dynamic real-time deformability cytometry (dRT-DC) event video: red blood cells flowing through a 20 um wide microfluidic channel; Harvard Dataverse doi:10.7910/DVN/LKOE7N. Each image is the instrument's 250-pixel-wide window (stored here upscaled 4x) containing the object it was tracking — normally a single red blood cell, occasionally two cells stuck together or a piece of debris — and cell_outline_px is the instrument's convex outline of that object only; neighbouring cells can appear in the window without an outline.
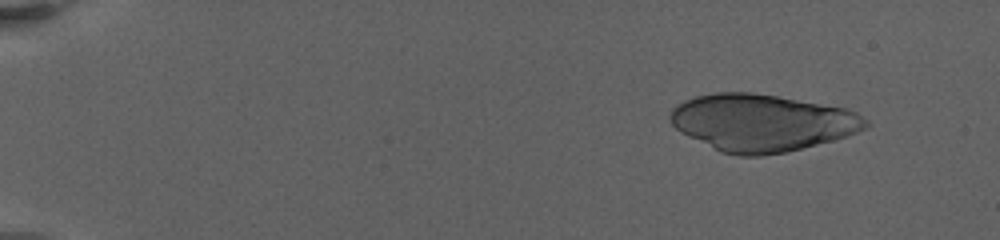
{"species": "human", "species_latin": "Homo sapiens", "temperature_condition": "warm", "stored_images_in_passage": 30, "camera_frame_rate_fps": 3000, "um_per_image_px": 0.085, "donor": {"sex": "female"}, "frame": {"image": 1, "passage_image": 3, "time_ms": 1.667, "image_size_px": [1000, 240], "cell_outline_px": [[872, 124], [856, 132], [832, 140], [784, 152], [760, 156], [740, 156], [720, 152], [680, 132], [672, 124], [668, 116], [672, 108], [676, 104], [684, 100], [696, 96], [716, 92], [752, 92], [848, 108], [856, 112], [868, 120]], "centroid_in_image_um": [64.73, 10.42], "position_along_channel_um": 20.3, "area_um2": 64.91}}
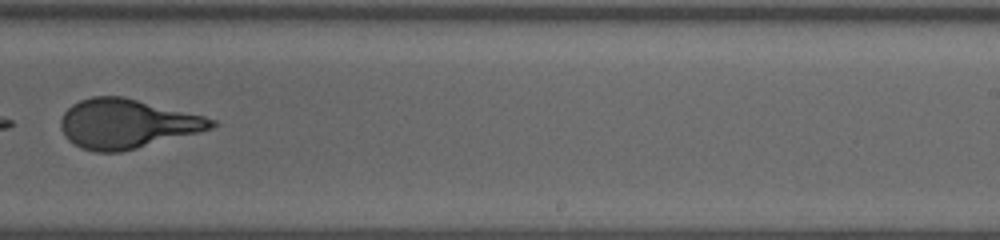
{"frame": {"image": 2, "passage_image": 21, "time_ms": 14.667, "image_size_px": [1000, 240], "cell_outline_px": [[220, 124], [212, 128], [200, 132], [120, 152], [96, 152], [80, 148], [68, 140], [64, 136], [60, 128], [60, 120], [64, 112], [72, 104], [80, 100], [92, 96], [124, 96], [204, 116], [216, 120]], "centroid_in_image_um": [10.76, 10.51], "position_along_channel_um": 278.2, "area_um2": 43.41}}
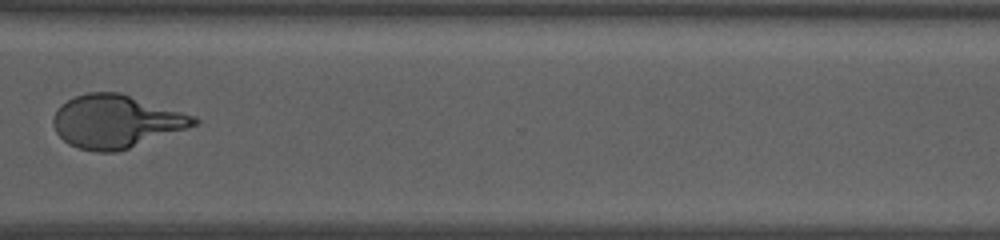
{"frame": {"image": 3, "passage_image": 24, "time_ms": 17.333, "image_size_px": [1000, 240], "cell_outline_px": [[200, 120], [196, 124], [188, 128], [116, 152], [96, 152], [80, 148], [68, 144], [56, 132], [52, 120], [56, 112], [68, 100], [76, 96], [88, 92], [120, 92], [196, 116]], "centroid_in_image_um": [9.88, 10.32], "position_along_channel_um": 360.7, "area_um2": 43.06}}